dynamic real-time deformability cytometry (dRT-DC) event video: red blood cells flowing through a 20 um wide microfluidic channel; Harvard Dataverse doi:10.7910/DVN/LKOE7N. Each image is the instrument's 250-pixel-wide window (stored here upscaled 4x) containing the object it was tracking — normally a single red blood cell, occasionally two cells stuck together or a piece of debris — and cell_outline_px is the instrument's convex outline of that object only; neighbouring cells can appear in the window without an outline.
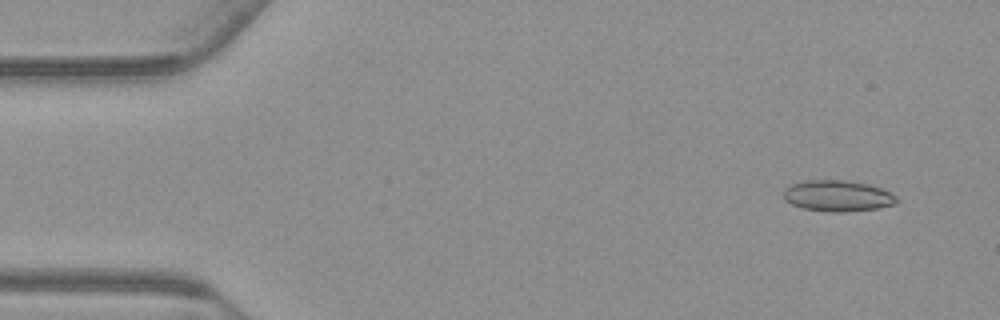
{"species": "common noctule bat (a hibernating species)", "species_latin": "Nyctalus noctula", "temperature_condition": "warm", "stored_images_in_passage": 54, "camera_frame_rate_fps": 3000, "um_per_image_px": 0.085, "animal": {"sex": "male", "body_mass_g": 23.1, "forearm_length_mm": 52.7}, "frame": {"image": 1, "passage_image": 4, "time_ms": 1.0, "image_size_px": [1000, 320], "cell_outline_px": [[900, 200], [896, 204], [876, 208], [844, 212], [828, 212], [804, 208], [792, 204], [784, 200], [784, 188], [792, 184], [808, 180], [844, 180], [868, 184], [880, 188], [896, 196]], "centroid_in_image_um": [71.2, 16.65], "position_along_channel_um": 13.8, "area_um2": 20.4}}
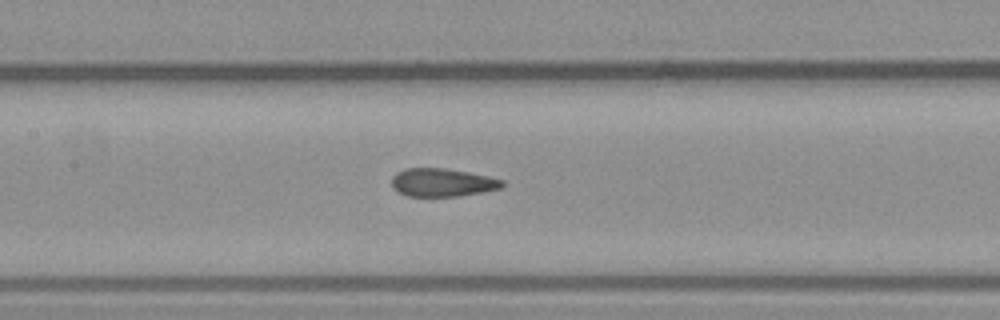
{"frame": {"image": 2, "passage_image": 25, "time_ms": 8.0, "image_size_px": [1000, 320], "cell_outline_px": [[504, 184], [500, 188], [484, 192], [456, 196], [404, 196], [392, 188], [392, 176], [396, 172], [404, 168], [444, 168], [468, 172], [488, 176], [504, 180]], "centroid_in_image_um": [37.56, 15.51], "position_along_channel_um": 169.8, "area_um2": 18.26}}
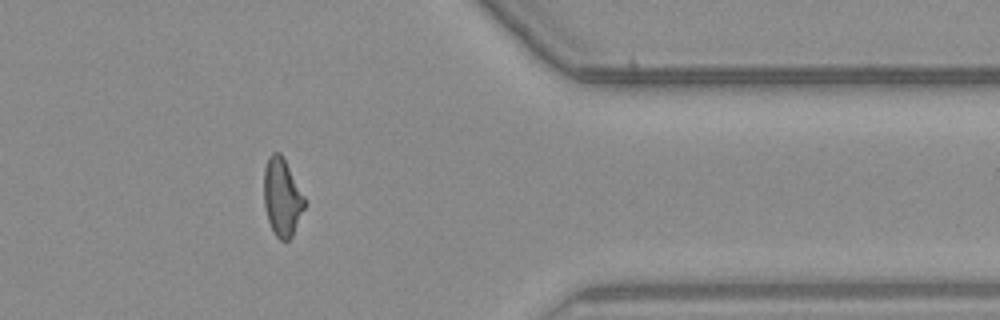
{"frame": {"image": 3, "passage_image": 44, "time_ms": 14.333, "image_size_px": [1000, 320], "cell_outline_px": [[304, 208], [292, 236], [288, 240], [280, 240], [276, 236], [268, 220], [264, 204], [264, 168], [268, 156], [272, 152], [280, 152], [304, 196]], "centroid_in_image_um": [23.95, 16.75], "position_along_channel_um": 387.4, "area_um2": 18.09}, "authors_computed_cell_mechanics": {"area_um2": 19.0162, "velocity_mm_per_s": 3.7688, "shape_relaxation_time_tau1_ms": null, "shape_relaxation_time_tau2_ms": 1.1885, "deformation_change_tau1": null, "deformation_change_tau2": 0.0756}}